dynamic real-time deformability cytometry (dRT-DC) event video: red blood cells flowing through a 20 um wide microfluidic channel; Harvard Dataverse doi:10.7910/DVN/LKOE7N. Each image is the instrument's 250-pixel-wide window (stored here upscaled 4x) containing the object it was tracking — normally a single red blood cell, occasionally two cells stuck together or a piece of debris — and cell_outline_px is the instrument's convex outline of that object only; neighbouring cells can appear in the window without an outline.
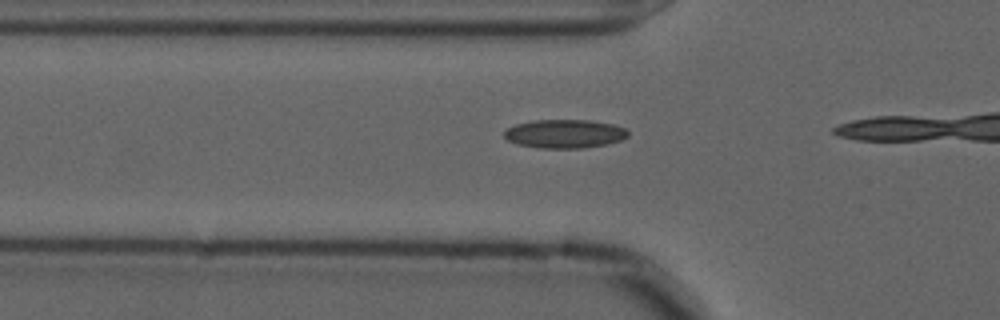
{"species": "common noctule bat (a hibernating species)", "species_latin": "Nyctalus noctula", "temperature_condition": "cold", "stored_images_in_passage": 4, "camera_frame_rate_fps": 3000, "um_per_image_px": 0.085, "animal": {"sex": "male", "forearm_length_mm": 52.5}, "frame": {"image": 1, "passage_image": 2, "time_ms": 0.333, "image_size_px": [1000, 320], "cell_outline_px": [[628, 136], [620, 140], [608, 144], [580, 148], [540, 148], [516, 144], [508, 140], [504, 136], [504, 132], [508, 128], [516, 124], [536, 120], [588, 120], [612, 124], [624, 128], [628, 132]], "centroid_in_image_um": [47.98, 11.37], "position_along_channel_um": 77.8, "area_um2": 20.52}}